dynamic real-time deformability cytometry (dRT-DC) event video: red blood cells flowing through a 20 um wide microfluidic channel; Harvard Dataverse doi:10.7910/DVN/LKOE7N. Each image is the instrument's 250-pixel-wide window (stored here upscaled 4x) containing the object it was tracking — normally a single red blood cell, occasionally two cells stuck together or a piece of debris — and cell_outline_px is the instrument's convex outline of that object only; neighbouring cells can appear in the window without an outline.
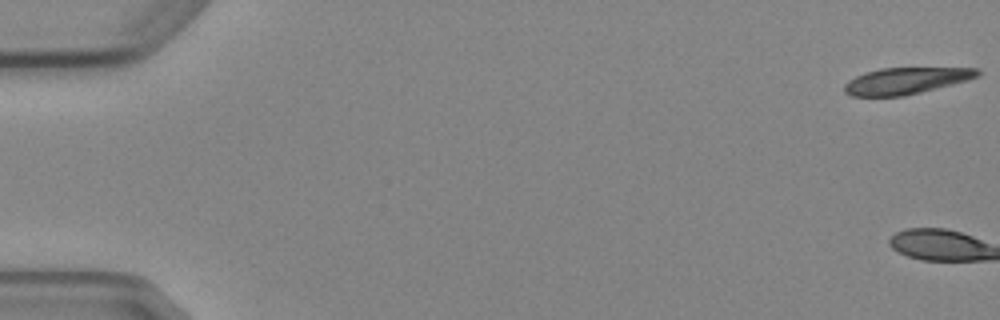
{"species": "Egyptian fruit bat (a non-hibernating species)", "species_latin": "Rousettus aegyptiacus", "temperature_condition": "cold", "stored_images_in_passage": 6, "camera_frame_rate_fps": 3000, "um_per_image_px": 0.085, "animal": {"sex": "female"}, "frame": {"image": 1, "passage_image": 1, "time_ms": 0.0, "image_size_px": [1000, 320], "cell_outline_px": [[980, 76], [952, 84], [904, 96], [852, 96], [844, 92], [844, 84], [848, 80], [864, 72], [880, 68], [980, 68]], "centroid_in_image_um": [76.98, 6.86], "position_along_channel_um": 8.0, "area_um2": 20.52}}